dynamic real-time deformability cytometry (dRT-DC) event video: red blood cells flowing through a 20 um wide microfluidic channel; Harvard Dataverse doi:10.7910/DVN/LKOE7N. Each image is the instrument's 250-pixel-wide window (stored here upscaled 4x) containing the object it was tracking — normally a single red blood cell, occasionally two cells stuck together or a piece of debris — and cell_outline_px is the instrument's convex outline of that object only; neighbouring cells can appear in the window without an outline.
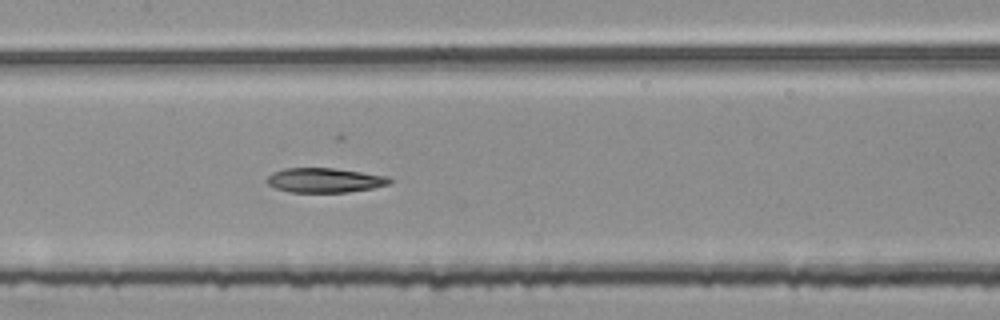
{"species": "common noctule bat (a hibernating species)", "species_latin": "Nyctalus noctula", "temperature_condition": "room temperature", "stored_images_in_passage": 55, "segment_of_instrument_passage": [2, 2], "camera_frame_rate_fps": 3000, "um_per_image_px": 0.085, "animal": {"sex": "female", "body_mass_g": 25.1}, "frame": {"image": 1, "passage_image": 27, "time_ms": 8.667, "image_size_px": [1000, 320], "cell_outline_px": [[392, 184], [372, 188], [348, 192], [292, 192], [276, 188], [268, 184], [268, 176], [272, 172], [284, 168], [332, 168], [388, 176], [392, 180]], "centroid_in_image_um": [27.62, 15.32], "position_along_channel_um": 179.8, "area_um2": 17.46}}
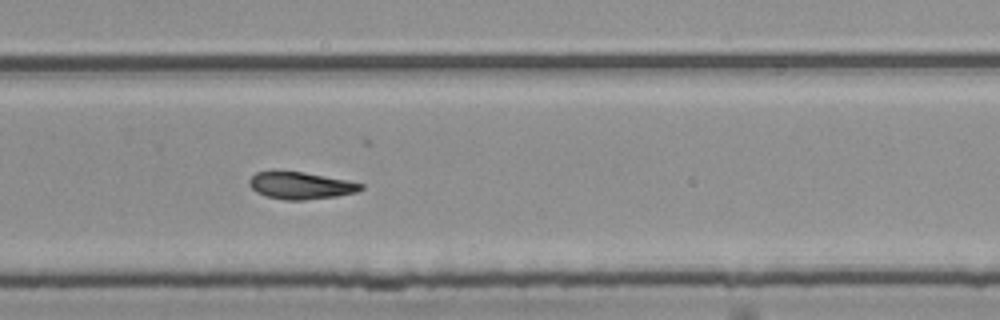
{"frame": {"image": 2, "passage_image": 37, "time_ms": 12.0, "image_size_px": [1000, 320], "cell_outline_px": [[364, 188], [356, 192], [336, 196], [304, 200], [284, 200], [268, 196], [256, 192], [248, 184], [248, 180], [256, 172], [276, 168], [304, 172], [348, 180], [364, 184]], "centroid_in_image_um": [25.51, 15.73], "position_along_channel_um": 304.3, "area_um2": 18.15}}
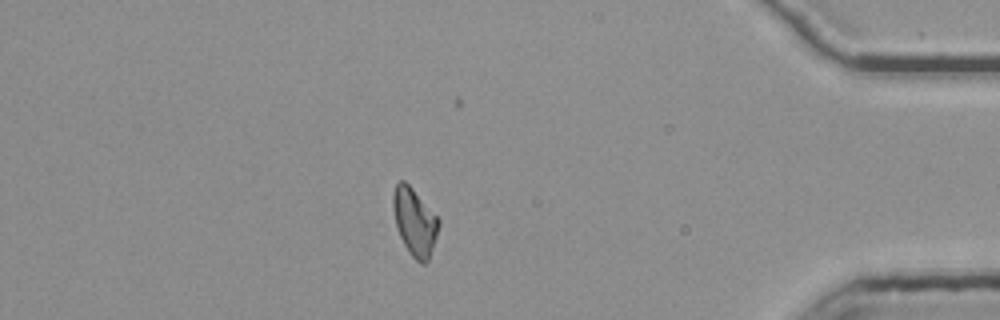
{"frame": {"image": 3, "passage_image": 48, "time_ms": 15.667, "image_size_px": [1000, 320], "cell_outline_px": [[440, 224], [428, 260], [424, 264], [420, 264], [408, 252], [396, 228], [392, 208], [392, 192], [396, 184], [400, 180], [404, 180], [412, 188], [440, 220]], "centroid_in_image_um": [35.21, 18.85], "position_along_channel_um": 400.0, "area_um2": 17.86}}